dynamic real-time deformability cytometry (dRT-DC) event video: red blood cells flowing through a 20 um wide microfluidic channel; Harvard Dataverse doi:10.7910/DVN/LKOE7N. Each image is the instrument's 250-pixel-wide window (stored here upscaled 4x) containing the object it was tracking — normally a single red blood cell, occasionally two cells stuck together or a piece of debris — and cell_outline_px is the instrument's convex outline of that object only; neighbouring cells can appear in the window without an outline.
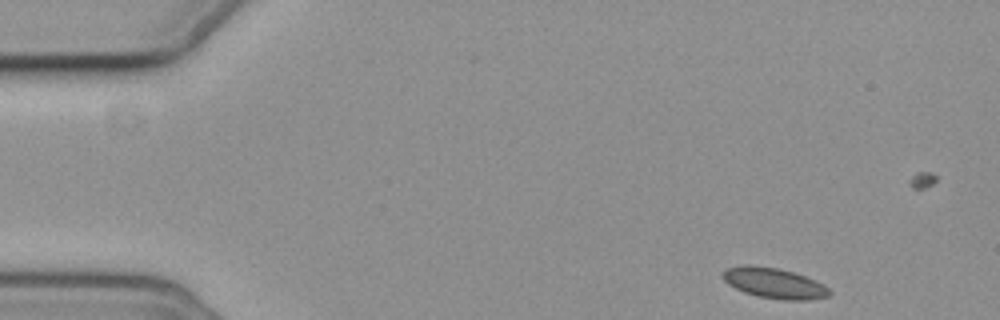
{"species": "common noctule bat (a hibernating species)", "species_latin": "Nyctalus noctula", "temperature_condition": "cold", "stored_images_in_passage": 4, "camera_frame_rate_fps": 3000, "um_per_image_px": 0.085, "animal": {"sex": "female", "body_mass_g": 19.3, "forearm_length_mm": 54.1}, "frame": {"image": 1, "passage_image": 1, "time_ms": 0.0, "image_size_px": [1000, 320], "cell_outline_px": [[832, 292], [828, 296], [808, 300], [784, 300], [760, 296], [744, 292], [728, 284], [720, 276], [724, 268], [744, 264], [752, 264], [776, 268], [792, 272], [816, 280], [824, 284]], "centroid_in_image_um": [65.77, 24.05], "position_along_channel_um": 19.2, "area_um2": 19.02}}
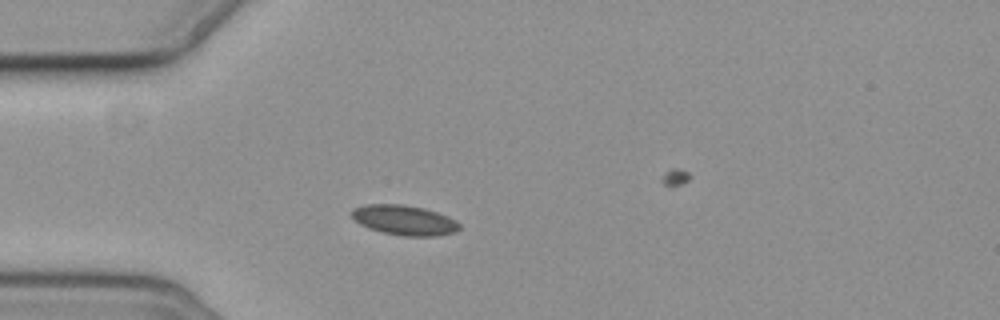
{"frame": {"image": 2, "passage_image": 4, "time_ms": 3.333, "image_size_px": [1000, 320], "cell_outline_px": [[460, 228], [456, 232], [436, 236], [404, 236], [380, 232], [368, 228], [360, 224], [348, 212], [352, 208], [364, 204], [404, 204], [424, 208], [448, 216], [456, 220], [460, 224]], "centroid_in_image_um": [34.34, 18.7], "position_along_channel_um": 50.7, "area_um2": 19.07}}